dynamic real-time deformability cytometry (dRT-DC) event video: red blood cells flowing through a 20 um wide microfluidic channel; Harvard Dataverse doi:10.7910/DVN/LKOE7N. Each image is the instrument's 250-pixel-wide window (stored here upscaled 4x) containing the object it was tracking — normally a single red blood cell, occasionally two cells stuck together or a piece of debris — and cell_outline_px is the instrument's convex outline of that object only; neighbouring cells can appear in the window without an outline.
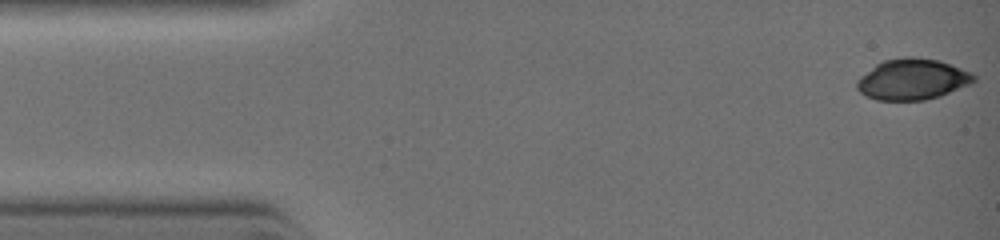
{"species": "common noctule bat (a hibernating species)", "species_latin": "Nyctalus noctula", "temperature_condition": "warm", "stored_images_in_passage": 6, "camera_frame_rate_fps": 3000, "um_per_image_px": 0.085, "animal": {"sex": "female", "body_mass_g": 19.0, "forearm_length_mm": 51.5}, "frame": {"image": 1, "passage_image": 1, "time_ms": 0.0, "image_size_px": [1000, 240], "cell_outline_px": [[976, 80], [968, 84], [940, 96], [924, 100], [876, 100], [864, 96], [856, 88], [856, 80], [860, 76], [876, 64], [884, 60], [904, 56], [912, 56], [940, 60], [972, 72], [976, 76]], "centroid_in_image_um": [77.53, 6.73], "position_along_channel_um": 7.5, "area_um2": 28.09}}
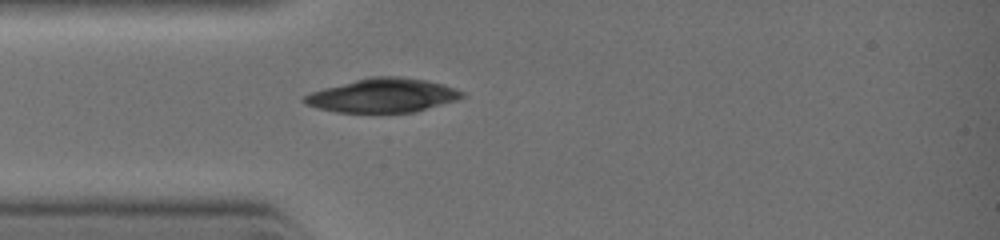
{"frame": {"image": 2, "passage_image": 5, "time_ms": 2.667, "image_size_px": [1000, 240], "cell_outline_px": [[464, 96], [460, 100], [412, 112], [336, 112], [304, 104], [300, 100], [304, 96], [312, 92], [324, 88], [368, 76], [400, 76], [424, 80], [444, 84], [456, 88], [464, 92]], "centroid_in_image_um": [32.56, 8.1], "position_along_channel_um": 52.4, "area_um2": 31.27}}